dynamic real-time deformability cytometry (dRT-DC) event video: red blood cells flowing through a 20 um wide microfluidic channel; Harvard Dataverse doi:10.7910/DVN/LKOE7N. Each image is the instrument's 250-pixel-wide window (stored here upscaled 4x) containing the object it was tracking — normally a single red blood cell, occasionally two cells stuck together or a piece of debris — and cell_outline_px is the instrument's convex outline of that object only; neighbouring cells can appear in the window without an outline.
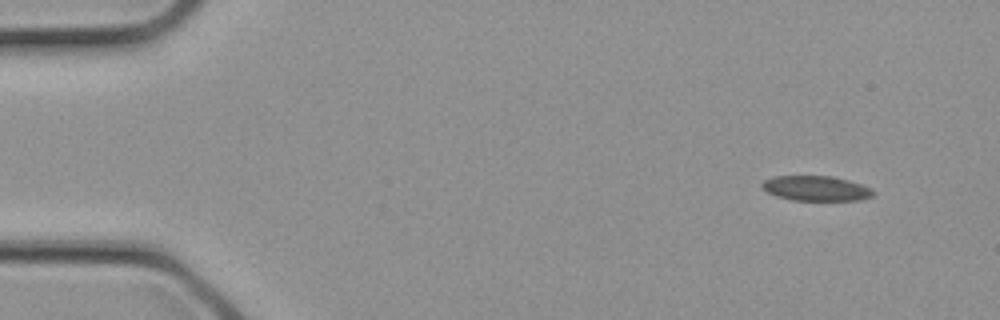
{"species": "common noctule bat (a hibernating species)", "species_latin": "Nyctalus noctula", "temperature_condition": "cold", "stored_images_in_passage": 3, "camera_frame_rate_fps": 3000, "um_per_image_px": 0.085, "animal": {"sex": "female", "body_mass_g": 21.9}, "frame": {"image": 1, "passage_image": 1, "time_ms": 0.0, "image_size_px": [1000, 320], "cell_outline_px": [[872, 196], [860, 200], [792, 200], [776, 196], [768, 192], [760, 184], [764, 180], [772, 176], [832, 176], [848, 180], [872, 188]], "centroid_in_image_um": [69.34, 16.0], "position_along_channel_um": 15.7, "area_um2": 16.07}}
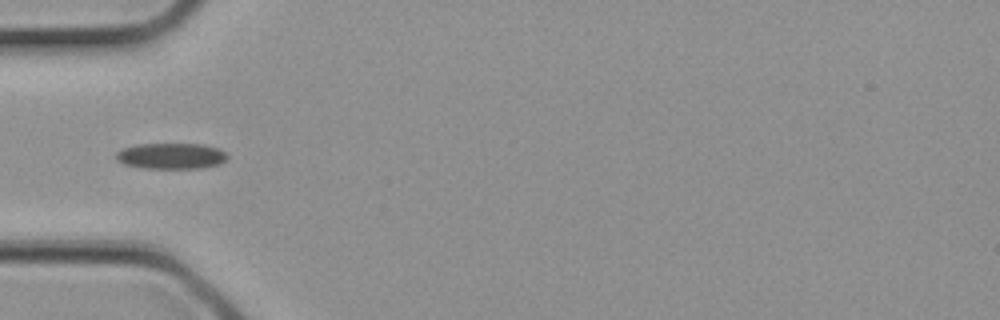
{"frame": {"image": 2, "passage_image": 3, "time_ms": 0.667, "image_size_px": [1000, 320], "cell_outline_px": [[228, 156], [220, 164], [200, 168], [144, 168], [124, 164], [116, 160], [116, 152], [120, 148], [136, 144], [204, 144], [220, 148]], "centroid_in_image_um": [14.52, 13.25], "position_along_channel_um": 70.5, "area_um2": 16.94}}